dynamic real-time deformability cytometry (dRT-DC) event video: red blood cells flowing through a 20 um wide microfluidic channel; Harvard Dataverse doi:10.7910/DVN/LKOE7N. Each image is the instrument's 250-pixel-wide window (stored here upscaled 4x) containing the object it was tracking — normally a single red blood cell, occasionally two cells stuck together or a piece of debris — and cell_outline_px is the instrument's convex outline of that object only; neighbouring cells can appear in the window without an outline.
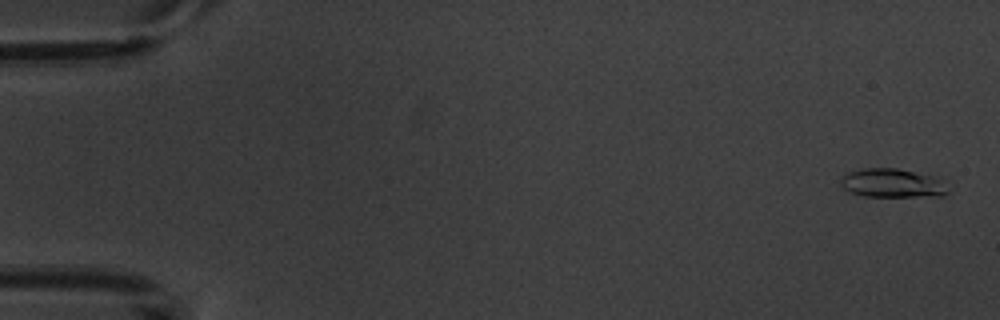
{"species": "common noctule bat (a hibernating species)", "species_latin": "Nyctalus noctula", "temperature_condition": "warm", "stored_images_in_passage": 6, "camera_frame_rate_fps": 3000, "um_per_image_px": 0.085, "animal": {"sex": "male", "body_mass_g": 20.1, "forearm_length_mm": 53.5}, "frame": {"image": 1, "passage_image": 1, "time_ms": 0.0, "image_size_px": [1000, 320], "cell_outline_px": [[948, 192], [940, 196], [864, 196], [852, 192], [844, 188], [840, 184], [840, 176], [848, 172], [864, 168], [896, 168], [932, 176], [940, 180]], "centroid_in_image_um": [75.77, 15.56], "position_along_channel_um": 9.2, "area_um2": 17.69}}